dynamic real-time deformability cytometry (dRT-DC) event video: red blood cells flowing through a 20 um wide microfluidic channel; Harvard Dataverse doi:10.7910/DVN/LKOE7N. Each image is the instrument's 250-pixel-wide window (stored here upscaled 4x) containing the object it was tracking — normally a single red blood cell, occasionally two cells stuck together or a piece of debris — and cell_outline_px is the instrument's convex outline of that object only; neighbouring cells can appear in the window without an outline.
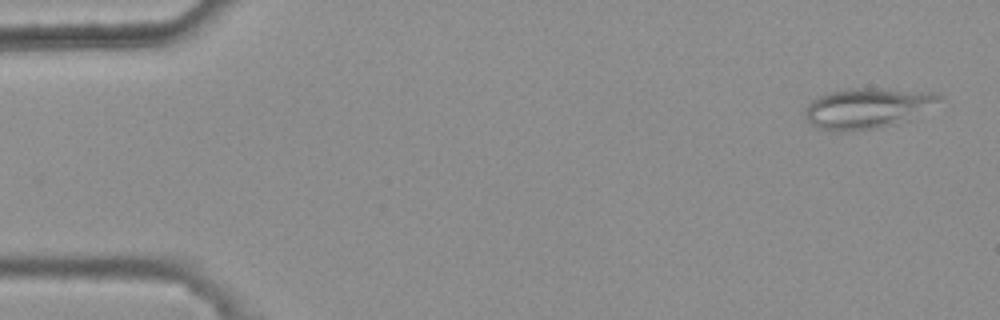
{"species": "common noctule bat (a hibernating species)", "species_latin": "Nyctalus noctula", "temperature_condition": "warm", "stored_images_in_passage": 3, "camera_frame_rate_fps": 3000, "um_per_image_px": 0.085, "animal": {"sex": "female", "body_mass_g": 25.1}, "frame": {"image": 1, "passage_image": 1, "time_ms": 0.0, "image_size_px": [1000, 320], "cell_outline_px": [[944, 96], [940, 100], [908, 120], [896, 124], [880, 128], [852, 132], [836, 132], [816, 128], [804, 116], [804, 108], [812, 100], [828, 92], [856, 88], [876, 88], [936, 92]], "centroid_in_image_um": [73.68, 9.21], "position_along_channel_um": 11.3, "area_um2": 31.85}}